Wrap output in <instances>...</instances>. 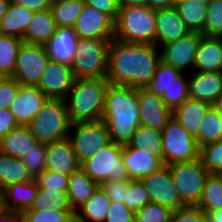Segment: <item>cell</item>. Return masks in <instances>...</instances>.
<instances>
[{"label": "cell", "mask_w": 222, "mask_h": 222, "mask_svg": "<svg viewBox=\"0 0 222 222\" xmlns=\"http://www.w3.org/2000/svg\"><path fill=\"white\" fill-rule=\"evenodd\" d=\"M159 49L155 44L113 39L108 48L106 80L112 85L146 88L161 62Z\"/></svg>", "instance_id": "obj_1"}, {"label": "cell", "mask_w": 222, "mask_h": 222, "mask_svg": "<svg viewBox=\"0 0 222 222\" xmlns=\"http://www.w3.org/2000/svg\"><path fill=\"white\" fill-rule=\"evenodd\" d=\"M102 120L107 126L110 140L127 145L140 125L138 88L109 84Z\"/></svg>", "instance_id": "obj_2"}, {"label": "cell", "mask_w": 222, "mask_h": 222, "mask_svg": "<svg viewBox=\"0 0 222 222\" xmlns=\"http://www.w3.org/2000/svg\"><path fill=\"white\" fill-rule=\"evenodd\" d=\"M109 84L106 79H75L65 98L72 123L102 120Z\"/></svg>", "instance_id": "obj_3"}, {"label": "cell", "mask_w": 222, "mask_h": 222, "mask_svg": "<svg viewBox=\"0 0 222 222\" xmlns=\"http://www.w3.org/2000/svg\"><path fill=\"white\" fill-rule=\"evenodd\" d=\"M156 10L149 6H120L114 39L125 43L155 44Z\"/></svg>", "instance_id": "obj_4"}, {"label": "cell", "mask_w": 222, "mask_h": 222, "mask_svg": "<svg viewBox=\"0 0 222 222\" xmlns=\"http://www.w3.org/2000/svg\"><path fill=\"white\" fill-rule=\"evenodd\" d=\"M71 125L65 99L48 98L28 127L38 142L50 143L67 138Z\"/></svg>", "instance_id": "obj_5"}, {"label": "cell", "mask_w": 222, "mask_h": 222, "mask_svg": "<svg viewBox=\"0 0 222 222\" xmlns=\"http://www.w3.org/2000/svg\"><path fill=\"white\" fill-rule=\"evenodd\" d=\"M111 41L79 38L72 67L76 79H106Z\"/></svg>", "instance_id": "obj_6"}, {"label": "cell", "mask_w": 222, "mask_h": 222, "mask_svg": "<svg viewBox=\"0 0 222 222\" xmlns=\"http://www.w3.org/2000/svg\"><path fill=\"white\" fill-rule=\"evenodd\" d=\"M168 166L181 202L185 206L198 205L209 174L201 158Z\"/></svg>", "instance_id": "obj_7"}, {"label": "cell", "mask_w": 222, "mask_h": 222, "mask_svg": "<svg viewBox=\"0 0 222 222\" xmlns=\"http://www.w3.org/2000/svg\"><path fill=\"white\" fill-rule=\"evenodd\" d=\"M122 150V145L111 141L80 167L99 185L108 180H129L121 156Z\"/></svg>", "instance_id": "obj_8"}, {"label": "cell", "mask_w": 222, "mask_h": 222, "mask_svg": "<svg viewBox=\"0 0 222 222\" xmlns=\"http://www.w3.org/2000/svg\"><path fill=\"white\" fill-rule=\"evenodd\" d=\"M162 134L163 164L171 165L199 158L196 139L172 116Z\"/></svg>", "instance_id": "obj_9"}, {"label": "cell", "mask_w": 222, "mask_h": 222, "mask_svg": "<svg viewBox=\"0 0 222 222\" xmlns=\"http://www.w3.org/2000/svg\"><path fill=\"white\" fill-rule=\"evenodd\" d=\"M68 139L80 165L111 142L103 120L72 123Z\"/></svg>", "instance_id": "obj_10"}, {"label": "cell", "mask_w": 222, "mask_h": 222, "mask_svg": "<svg viewBox=\"0 0 222 222\" xmlns=\"http://www.w3.org/2000/svg\"><path fill=\"white\" fill-rule=\"evenodd\" d=\"M48 61L44 45L23 42L18 51L12 78L19 85H38Z\"/></svg>", "instance_id": "obj_11"}, {"label": "cell", "mask_w": 222, "mask_h": 222, "mask_svg": "<svg viewBox=\"0 0 222 222\" xmlns=\"http://www.w3.org/2000/svg\"><path fill=\"white\" fill-rule=\"evenodd\" d=\"M145 185L150 202L170 208L172 211L185 206L173 183L168 165L141 179Z\"/></svg>", "instance_id": "obj_12"}, {"label": "cell", "mask_w": 222, "mask_h": 222, "mask_svg": "<svg viewBox=\"0 0 222 222\" xmlns=\"http://www.w3.org/2000/svg\"><path fill=\"white\" fill-rule=\"evenodd\" d=\"M201 36V33L190 32L175 42L161 46V61L179 70L181 73H186L189 70L193 72Z\"/></svg>", "instance_id": "obj_13"}, {"label": "cell", "mask_w": 222, "mask_h": 222, "mask_svg": "<svg viewBox=\"0 0 222 222\" xmlns=\"http://www.w3.org/2000/svg\"><path fill=\"white\" fill-rule=\"evenodd\" d=\"M114 23L108 15L85 3L73 28L79 38L113 40Z\"/></svg>", "instance_id": "obj_14"}, {"label": "cell", "mask_w": 222, "mask_h": 222, "mask_svg": "<svg viewBox=\"0 0 222 222\" xmlns=\"http://www.w3.org/2000/svg\"><path fill=\"white\" fill-rule=\"evenodd\" d=\"M75 79L71 67L49 59L37 86L48 98L65 99L73 88Z\"/></svg>", "instance_id": "obj_15"}, {"label": "cell", "mask_w": 222, "mask_h": 222, "mask_svg": "<svg viewBox=\"0 0 222 222\" xmlns=\"http://www.w3.org/2000/svg\"><path fill=\"white\" fill-rule=\"evenodd\" d=\"M140 125L162 131L172 111L165 105L161 96L151 93L146 88H138Z\"/></svg>", "instance_id": "obj_16"}, {"label": "cell", "mask_w": 222, "mask_h": 222, "mask_svg": "<svg viewBox=\"0 0 222 222\" xmlns=\"http://www.w3.org/2000/svg\"><path fill=\"white\" fill-rule=\"evenodd\" d=\"M47 99L37 85H20L9 110L19 125H28Z\"/></svg>", "instance_id": "obj_17"}, {"label": "cell", "mask_w": 222, "mask_h": 222, "mask_svg": "<svg viewBox=\"0 0 222 222\" xmlns=\"http://www.w3.org/2000/svg\"><path fill=\"white\" fill-rule=\"evenodd\" d=\"M129 180H141L157 171L164 164L152 152L123 145L121 153Z\"/></svg>", "instance_id": "obj_18"}, {"label": "cell", "mask_w": 222, "mask_h": 222, "mask_svg": "<svg viewBox=\"0 0 222 222\" xmlns=\"http://www.w3.org/2000/svg\"><path fill=\"white\" fill-rule=\"evenodd\" d=\"M78 40L73 27H57L55 34L44 45L48 58L72 68Z\"/></svg>", "instance_id": "obj_19"}, {"label": "cell", "mask_w": 222, "mask_h": 222, "mask_svg": "<svg viewBox=\"0 0 222 222\" xmlns=\"http://www.w3.org/2000/svg\"><path fill=\"white\" fill-rule=\"evenodd\" d=\"M190 33L174 6L156 10L155 45L175 42Z\"/></svg>", "instance_id": "obj_20"}, {"label": "cell", "mask_w": 222, "mask_h": 222, "mask_svg": "<svg viewBox=\"0 0 222 222\" xmlns=\"http://www.w3.org/2000/svg\"><path fill=\"white\" fill-rule=\"evenodd\" d=\"M80 167L70 140L46 143V169L69 176Z\"/></svg>", "instance_id": "obj_21"}, {"label": "cell", "mask_w": 222, "mask_h": 222, "mask_svg": "<svg viewBox=\"0 0 222 222\" xmlns=\"http://www.w3.org/2000/svg\"><path fill=\"white\" fill-rule=\"evenodd\" d=\"M189 98L213 104L222 93V72H194L188 78Z\"/></svg>", "instance_id": "obj_22"}, {"label": "cell", "mask_w": 222, "mask_h": 222, "mask_svg": "<svg viewBox=\"0 0 222 222\" xmlns=\"http://www.w3.org/2000/svg\"><path fill=\"white\" fill-rule=\"evenodd\" d=\"M193 72H222V37L201 36Z\"/></svg>", "instance_id": "obj_23"}, {"label": "cell", "mask_w": 222, "mask_h": 222, "mask_svg": "<svg viewBox=\"0 0 222 222\" xmlns=\"http://www.w3.org/2000/svg\"><path fill=\"white\" fill-rule=\"evenodd\" d=\"M211 107L212 104L206 101L189 98L172 111V116L196 138L199 134L200 124Z\"/></svg>", "instance_id": "obj_24"}, {"label": "cell", "mask_w": 222, "mask_h": 222, "mask_svg": "<svg viewBox=\"0 0 222 222\" xmlns=\"http://www.w3.org/2000/svg\"><path fill=\"white\" fill-rule=\"evenodd\" d=\"M99 186L81 167L69 175L66 193L74 213L87 202Z\"/></svg>", "instance_id": "obj_25"}, {"label": "cell", "mask_w": 222, "mask_h": 222, "mask_svg": "<svg viewBox=\"0 0 222 222\" xmlns=\"http://www.w3.org/2000/svg\"><path fill=\"white\" fill-rule=\"evenodd\" d=\"M38 189L35 179L27 182L13 183L5 187V211L23 212L30 209Z\"/></svg>", "instance_id": "obj_26"}, {"label": "cell", "mask_w": 222, "mask_h": 222, "mask_svg": "<svg viewBox=\"0 0 222 222\" xmlns=\"http://www.w3.org/2000/svg\"><path fill=\"white\" fill-rule=\"evenodd\" d=\"M37 142L28 125H19L0 139V152L21 159Z\"/></svg>", "instance_id": "obj_27"}, {"label": "cell", "mask_w": 222, "mask_h": 222, "mask_svg": "<svg viewBox=\"0 0 222 222\" xmlns=\"http://www.w3.org/2000/svg\"><path fill=\"white\" fill-rule=\"evenodd\" d=\"M56 28L51 9L35 12L22 40L28 44L45 45L55 34Z\"/></svg>", "instance_id": "obj_28"}, {"label": "cell", "mask_w": 222, "mask_h": 222, "mask_svg": "<svg viewBox=\"0 0 222 222\" xmlns=\"http://www.w3.org/2000/svg\"><path fill=\"white\" fill-rule=\"evenodd\" d=\"M34 13V11L11 1L7 13L0 21V34L23 39Z\"/></svg>", "instance_id": "obj_29"}, {"label": "cell", "mask_w": 222, "mask_h": 222, "mask_svg": "<svg viewBox=\"0 0 222 222\" xmlns=\"http://www.w3.org/2000/svg\"><path fill=\"white\" fill-rule=\"evenodd\" d=\"M111 200L99 186L93 195L75 212L76 222H104Z\"/></svg>", "instance_id": "obj_30"}, {"label": "cell", "mask_w": 222, "mask_h": 222, "mask_svg": "<svg viewBox=\"0 0 222 222\" xmlns=\"http://www.w3.org/2000/svg\"><path fill=\"white\" fill-rule=\"evenodd\" d=\"M174 7L190 32H203L207 5L196 0H176Z\"/></svg>", "instance_id": "obj_31"}, {"label": "cell", "mask_w": 222, "mask_h": 222, "mask_svg": "<svg viewBox=\"0 0 222 222\" xmlns=\"http://www.w3.org/2000/svg\"><path fill=\"white\" fill-rule=\"evenodd\" d=\"M31 180L32 178L21 159L0 152V186L5 188L13 183Z\"/></svg>", "instance_id": "obj_32"}, {"label": "cell", "mask_w": 222, "mask_h": 222, "mask_svg": "<svg viewBox=\"0 0 222 222\" xmlns=\"http://www.w3.org/2000/svg\"><path fill=\"white\" fill-rule=\"evenodd\" d=\"M128 145L137 149L145 148L163 162L162 134L160 130L139 125Z\"/></svg>", "instance_id": "obj_33"}, {"label": "cell", "mask_w": 222, "mask_h": 222, "mask_svg": "<svg viewBox=\"0 0 222 222\" xmlns=\"http://www.w3.org/2000/svg\"><path fill=\"white\" fill-rule=\"evenodd\" d=\"M197 206L205 214L222 208V174H208Z\"/></svg>", "instance_id": "obj_34"}, {"label": "cell", "mask_w": 222, "mask_h": 222, "mask_svg": "<svg viewBox=\"0 0 222 222\" xmlns=\"http://www.w3.org/2000/svg\"><path fill=\"white\" fill-rule=\"evenodd\" d=\"M85 0H52L51 12L57 27H73Z\"/></svg>", "instance_id": "obj_35"}, {"label": "cell", "mask_w": 222, "mask_h": 222, "mask_svg": "<svg viewBox=\"0 0 222 222\" xmlns=\"http://www.w3.org/2000/svg\"><path fill=\"white\" fill-rule=\"evenodd\" d=\"M67 191L38 189L31 210L55 211L72 210L68 201Z\"/></svg>", "instance_id": "obj_36"}, {"label": "cell", "mask_w": 222, "mask_h": 222, "mask_svg": "<svg viewBox=\"0 0 222 222\" xmlns=\"http://www.w3.org/2000/svg\"><path fill=\"white\" fill-rule=\"evenodd\" d=\"M195 139L199 149L222 139L220 113L213 106L204 116L200 124L199 134Z\"/></svg>", "instance_id": "obj_37"}, {"label": "cell", "mask_w": 222, "mask_h": 222, "mask_svg": "<svg viewBox=\"0 0 222 222\" xmlns=\"http://www.w3.org/2000/svg\"><path fill=\"white\" fill-rule=\"evenodd\" d=\"M22 43L20 38L0 34V71L7 77H12L14 73Z\"/></svg>", "instance_id": "obj_38"}, {"label": "cell", "mask_w": 222, "mask_h": 222, "mask_svg": "<svg viewBox=\"0 0 222 222\" xmlns=\"http://www.w3.org/2000/svg\"><path fill=\"white\" fill-rule=\"evenodd\" d=\"M185 73H181L164 91L162 99L165 105L171 110H175L189 99L188 78Z\"/></svg>", "instance_id": "obj_39"}, {"label": "cell", "mask_w": 222, "mask_h": 222, "mask_svg": "<svg viewBox=\"0 0 222 222\" xmlns=\"http://www.w3.org/2000/svg\"><path fill=\"white\" fill-rule=\"evenodd\" d=\"M181 74V72L172 66L160 62L157 66L153 79L146 86V89L158 96H163L164 91Z\"/></svg>", "instance_id": "obj_40"}, {"label": "cell", "mask_w": 222, "mask_h": 222, "mask_svg": "<svg viewBox=\"0 0 222 222\" xmlns=\"http://www.w3.org/2000/svg\"><path fill=\"white\" fill-rule=\"evenodd\" d=\"M21 160L32 179L46 169V143L37 142Z\"/></svg>", "instance_id": "obj_41"}, {"label": "cell", "mask_w": 222, "mask_h": 222, "mask_svg": "<svg viewBox=\"0 0 222 222\" xmlns=\"http://www.w3.org/2000/svg\"><path fill=\"white\" fill-rule=\"evenodd\" d=\"M202 36L222 37V0H212L207 5Z\"/></svg>", "instance_id": "obj_42"}, {"label": "cell", "mask_w": 222, "mask_h": 222, "mask_svg": "<svg viewBox=\"0 0 222 222\" xmlns=\"http://www.w3.org/2000/svg\"><path fill=\"white\" fill-rule=\"evenodd\" d=\"M24 222H76L73 210H25L22 212Z\"/></svg>", "instance_id": "obj_43"}, {"label": "cell", "mask_w": 222, "mask_h": 222, "mask_svg": "<svg viewBox=\"0 0 222 222\" xmlns=\"http://www.w3.org/2000/svg\"><path fill=\"white\" fill-rule=\"evenodd\" d=\"M149 202L148 191L142 180H128L124 204L135 213Z\"/></svg>", "instance_id": "obj_44"}, {"label": "cell", "mask_w": 222, "mask_h": 222, "mask_svg": "<svg viewBox=\"0 0 222 222\" xmlns=\"http://www.w3.org/2000/svg\"><path fill=\"white\" fill-rule=\"evenodd\" d=\"M199 157L209 173L222 174V139L200 148Z\"/></svg>", "instance_id": "obj_45"}, {"label": "cell", "mask_w": 222, "mask_h": 222, "mask_svg": "<svg viewBox=\"0 0 222 222\" xmlns=\"http://www.w3.org/2000/svg\"><path fill=\"white\" fill-rule=\"evenodd\" d=\"M172 212L168 207L149 202L135 212L134 222H170Z\"/></svg>", "instance_id": "obj_46"}, {"label": "cell", "mask_w": 222, "mask_h": 222, "mask_svg": "<svg viewBox=\"0 0 222 222\" xmlns=\"http://www.w3.org/2000/svg\"><path fill=\"white\" fill-rule=\"evenodd\" d=\"M69 176L45 169L35 180L38 188L46 190L67 191Z\"/></svg>", "instance_id": "obj_47"}, {"label": "cell", "mask_w": 222, "mask_h": 222, "mask_svg": "<svg viewBox=\"0 0 222 222\" xmlns=\"http://www.w3.org/2000/svg\"><path fill=\"white\" fill-rule=\"evenodd\" d=\"M170 222H205V213L197 205H186L172 212Z\"/></svg>", "instance_id": "obj_48"}, {"label": "cell", "mask_w": 222, "mask_h": 222, "mask_svg": "<svg viewBox=\"0 0 222 222\" xmlns=\"http://www.w3.org/2000/svg\"><path fill=\"white\" fill-rule=\"evenodd\" d=\"M134 214L124 203L111 201L104 222H134Z\"/></svg>", "instance_id": "obj_49"}, {"label": "cell", "mask_w": 222, "mask_h": 222, "mask_svg": "<svg viewBox=\"0 0 222 222\" xmlns=\"http://www.w3.org/2000/svg\"><path fill=\"white\" fill-rule=\"evenodd\" d=\"M20 85L12 77L0 83V110L9 109L19 91Z\"/></svg>", "instance_id": "obj_50"}, {"label": "cell", "mask_w": 222, "mask_h": 222, "mask_svg": "<svg viewBox=\"0 0 222 222\" xmlns=\"http://www.w3.org/2000/svg\"><path fill=\"white\" fill-rule=\"evenodd\" d=\"M111 201L124 203L125 192L128 188V180L124 181H104L100 185Z\"/></svg>", "instance_id": "obj_51"}, {"label": "cell", "mask_w": 222, "mask_h": 222, "mask_svg": "<svg viewBox=\"0 0 222 222\" xmlns=\"http://www.w3.org/2000/svg\"><path fill=\"white\" fill-rule=\"evenodd\" d=\"M85 3L94 9L105 13L114 22L116 21L120 10L119 0H85Z\"/></svg>", "instance_id": "obj_52"}, {"label": "cell", "mask_w": 222, "mask_h": 222, "mask_svg": "<svg viewBox=\"0 0 222 222\" xmlns=\"http://www.w3.org/2000/svg\"><path fill=\"white\" fill-rule=\"evenodd\" d=\"M18 126V122L9 109L0 110V139Z\"/></svg>", "instance_id": "obj_53"}, {"label": "cell", "mask_w": 222, "mask_h": 222, "mask_svg": "<svg viewBox=\"0 0 222 222\" xmlns=\"http://www.w3.org/2000/svg\"><path fill=\"white\" fill-rule=\"evenodd\" d=\"M13 3L28 8L34 12L45 11L51 8L52 0H11Z\"/></svg>", "instance_id": "obj_54"}, {"label": "cell", "mask_w": 222, "mask_h": 222, "mask_svg": "<svg viewBox=\"0 0 222 222\" xmlns=\"http://www.w3.org/2000/svg\"><path fill=\"white\" fill-rule=\"evenodd\" d=\"M0 222H24L22 212H0Z\"/></svg>", "instance_id": "obj_55"}, {"label": "cell", "mask_w": 222, "mask_h": 222, "mask_svg": "<svg viewBox=\"0 0 222 222\" xmlns=\"http://www.w3.org/2000/svg\"><path fill=\"white\" fill-rule=\"evenodd\" d=\"M176 0H147V6L151 9H163L174 6Z\"/></svg>", "instance_id": "obj_56"}, {"label": "cell", "mask_w": 222, "mask_h": 222, "mask_svg": "<svg viewBox=\"0 0 222 222\" xmlns=\"http://www.w3.org/2000/svg\"><path fill=\"white\" fill-rule=\"evenodd\" d=\"M205 222H222V208L212 212H207L205 214Z\"/></svg>", "instance_id": "obj_57"}, {"label": "cell", "mask_w": 222, "mask_h": 222, "mask_svg": "<svg viewBox=\"0 0 222 222\" xmlns=\"http://www.w3.org/2000/svg\"><path fill=\"white\" fill-rule=\"evenodd\" d=\"M147 0H119V6H145Z\"/></svg>", "instance_id": "obj_58"}, {"label": "cell", "mask_w": 222, "mask_h": 222, "mask_svg": "<svg viewBox=\"0 0 222 222\" xmlns=\"http://www.w3.org/2000/svg\"><path fill=\"white\" fill-rule=\"evenodd\" d=\"M11 0H0V21L5 16Z\"/></svg>", "instance_id": "obj_59"}, {"label": "cell", "mask_w": 222, "mask_h": 222, "mask_svg": "<svg viewBox=\"0 0 222 222\" xmlns=\"http://www.w3.org/2000/svg\"><path fill=\"white\" fill-rule=\"evenodd\" d=\"M214 109L222 114V93L217 97L216 101L212 104Z\"/></svg>", "instance_id": "obj_60"}, {"label": "cell", "mask_w": 222, "mask_h": 222, "mask_svg": "<svg viewBox=\"0 0 222 222\" xmlns=\"http://www.w3.org/2000/svg\"><path fill=\"white\" fill-rule=\"evenodd\" d=\"M5 211L4 187L0 186V212Z\"/></svg>", "instance_id": "obj_61"}, {"label": "cell", "mask_w": 222, "mask_h": 222, "mask_svg": "<svg viewBox=\"0 0 222 222\" xmlns=\"http://www.w3.org/2000/svg\"><path fill=\"white\" fill-rule=\"evenodd\" d=\"M196 1L208 5L212 0H196Z\"/></svg>", "instance_id": "obj_62"}, {"label": "cell", "mask_w": 222, "mask_h": 222, "mask_svg": "<svg viewBox=\"0 0 222 222\" xmlns=\"http://www.w3.org/2000/svg\"><path fill=\"white\" fill-rule=\"evenodd\" d=\"M7 76H5L1 71H0V83L3 82Z\"/></svg>", "instance_id": "obj_63"}, {"label": "cell", "mask_w": 222, "mask_h": 222, "mask_svg": "<svg viewBox=\"0 0 222 222\" xmlns=\"http://www.w3.org/2000/svg\"><path fill=\"white\" fill-rule=\"evenodd\" d=\"M221 132H222V114H220Z\"/></svg>", "instance_id": "obj_64"}]
</instances>
